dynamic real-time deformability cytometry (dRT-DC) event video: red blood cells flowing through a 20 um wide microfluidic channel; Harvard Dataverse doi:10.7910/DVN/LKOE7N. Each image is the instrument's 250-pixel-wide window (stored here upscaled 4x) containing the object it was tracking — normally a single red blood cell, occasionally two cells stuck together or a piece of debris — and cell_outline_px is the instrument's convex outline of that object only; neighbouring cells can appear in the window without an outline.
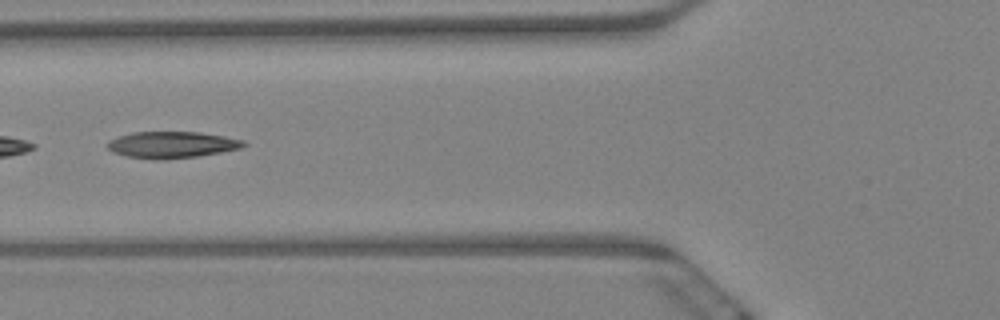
{"species": "Egyptian fruit bat (a non-hibernating species)", "species_latin": "Rousettus aegyptiacus", "temperature_condition": "warm", "stored_images_in_passage": 18, "camera_frame_rate_fps": 3000, "um_per_image_px": 0.085, "animal": {"sex": "female"}, "frame": {"image": 1, "passage_image": 8, "time_ms": 2.333, "image_size_px": [1000, 320], "cell_outline_px": [[248, 144], [240, 148], [200, 156], [164, 160], [156, 160], [128, 156], [112, 152], [108, 148], [108, 140], [132, 132], [200, 132], [224, 136], [244, 140]], "centroid_in_image_um": [14.62, 12.31], "position_along_channel_um": 111.2, "area_um2": 21.1}}
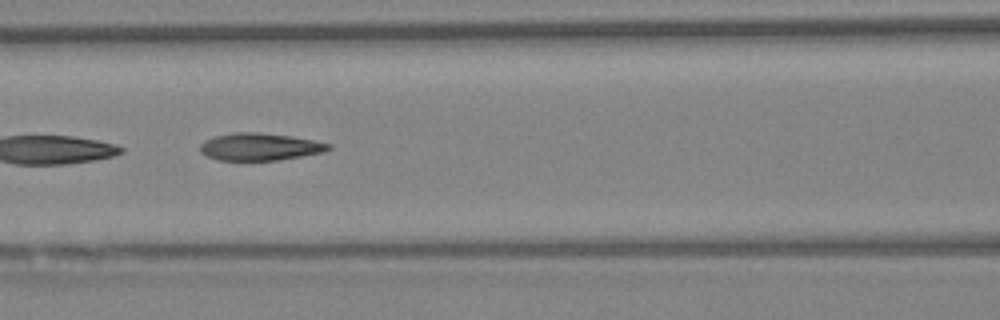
{"frame": {"image": 2, "passage_image": 11, "time_ms": 3.333, "image_size_px": [1000, 320], "cell_outline_px": [[332, 148], [324, 152], [280, 160], [220, 160], [208, 156], [200, 152], [200, 144], [204, 140], [216, 136], [232, 132], [256, 132], [292, 136], [332, 144]], "centroid_in_image_um": [22.1, 12.47], "position_along_channel_um": 144.5, "area_um2": 20.46}}